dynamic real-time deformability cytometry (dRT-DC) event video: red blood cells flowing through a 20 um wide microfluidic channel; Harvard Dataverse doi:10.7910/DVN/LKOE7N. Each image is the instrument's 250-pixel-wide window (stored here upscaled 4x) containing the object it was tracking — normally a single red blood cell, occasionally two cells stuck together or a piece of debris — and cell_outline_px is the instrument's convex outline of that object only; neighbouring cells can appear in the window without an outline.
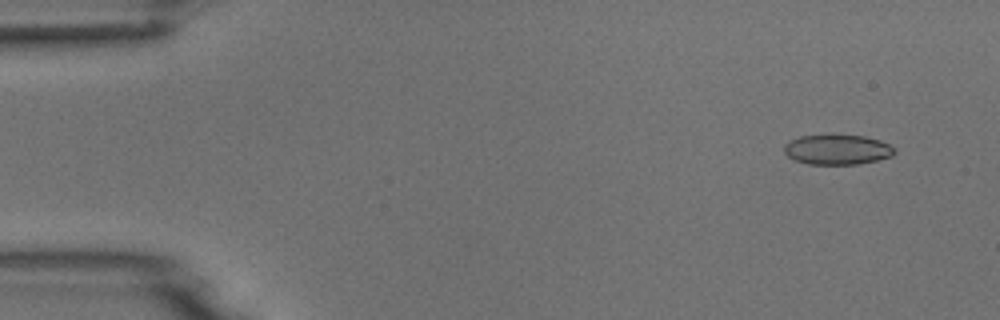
{"species": "common noctule bat (a hibernating species)", "species_latin": "Nyctalus noctula", "temperature_condition": "room temperature", "stored_images_in_passage": 7, "camera_frame_rate_fps": 3000, "um_per_image_px": 0.085, "animal": {"sex": "male", "body_mass_g": 18.8}, "frame": {"image": 1, "passage_image": 1, "time_ms": 0.0, "image_size_px": [1000, 320], "cell_outline_px": [[896, 152], [892, 156], [876, 160], [856, 164], [808, 164], [796, 160], [788, 156], [784, 152], [784, 144], [788, 140], [800, 136], [864, 136], [880, 140], [896, 148]], "centroid_in_image_um": [71.17, 12.72], "position_along_channel_um": 13.8, "area_um2": 19.07}}
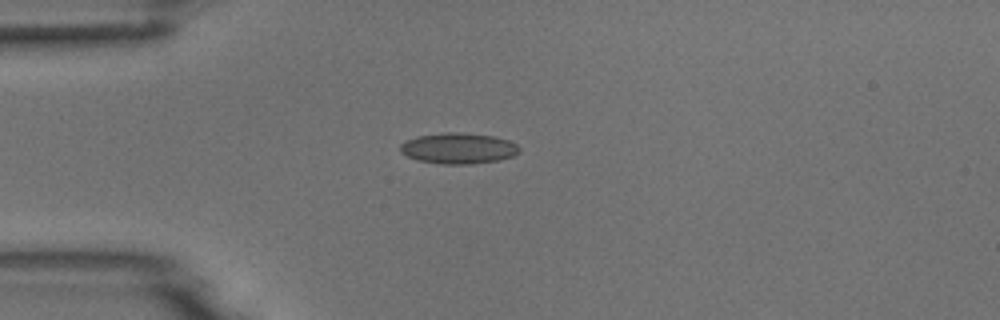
{"frame": {"image": 2, "passage_image": 4, "time_ms": 1.0, "image_size_px": [1000, 320], "cell_outline_px": [[520, 152], [512, 156], [500, 160], [472, 164], [440, 164], [416, 160], [400, 152], [400, 144], [404, 140], [416, 136], [448, 132], [464, 132], [496, 136], [508, 140], [516, 144], [520, 148]], "centroid_in_image_um": [38.96, 12.6], "position_along_channel_um": 46.0, "area_um2": 21.73}}